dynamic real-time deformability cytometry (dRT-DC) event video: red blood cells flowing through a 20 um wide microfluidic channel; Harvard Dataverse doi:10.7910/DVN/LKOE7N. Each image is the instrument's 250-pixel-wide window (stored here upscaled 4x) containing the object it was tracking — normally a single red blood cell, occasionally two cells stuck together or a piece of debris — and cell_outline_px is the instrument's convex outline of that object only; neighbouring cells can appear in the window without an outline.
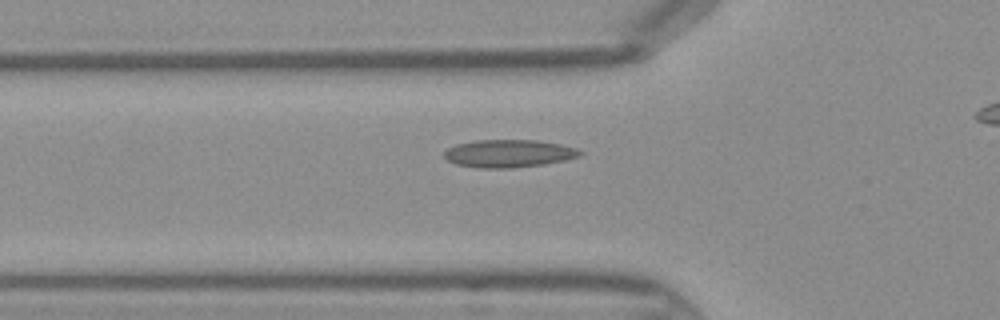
{"species": "Egyptian fruit bat (a non-hibernating species)", "species_latin": "Rousettus aegyptiacus", "temperature_condition": "warm", "stored_images_in_passage": 37, "camera_frame_rate_fps": 3000, "um_per_image_px": 0.085, "frame": {"image": 1, "passage_image": 13, "time_ms": 4.0, "image_size_px": [1000, 320], "cell_outline_px": [[584, 152], [580, 156], [564, 160], [544, 164], [512, 168], [480, 168], [456, 164], [448, 160], [444, 156], [444, 152], [448, 148], [456, 144], [476, 140], [536, 140], [560, 144], [580, 148]], "centroid_in_image_um": [43.28, 13.04], "position_along_channel_um": 82.5, "area_um2": 22.02}}
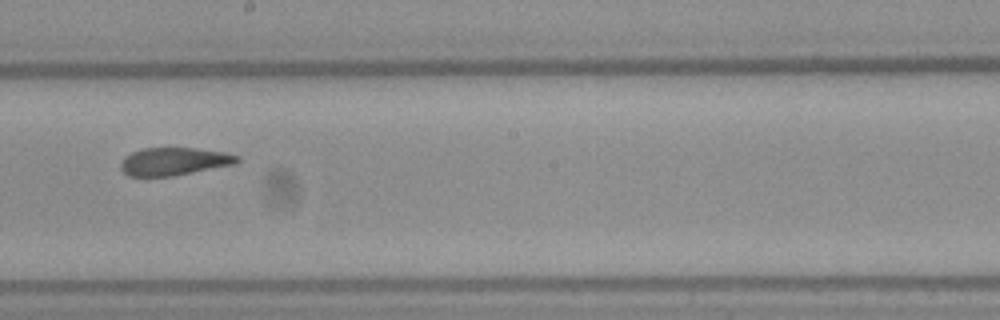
{"frame": {"image": 2, "passage_image": 23, "time_ms": 7.333, "image_size_px": [1000, 320], "cell_outline_px": [[240, 160], [236, 164], [172, 176], [128, 176], [120, 168], [120, 164], [124, 156], [132, 152], [144, 148], [196, 148], [224, 152], [240, 156]], "centroid_in_image_um": [14.8, 13.72], "position_along_channel_um": 233.4, "area_um2": 18.9}}
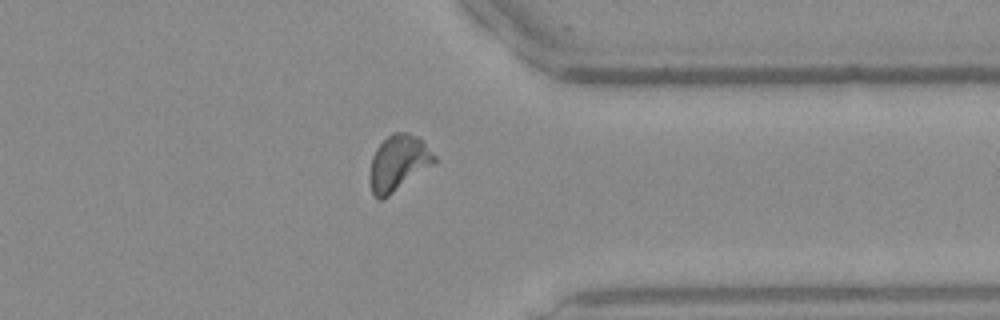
{"frame": {"image": 3, "passage_image": 33, "time_ms": 10.667, "image_size_px": [1000, 320], "cell_outline_px": [[436, 164], [384, 200], [376, 200], [372, 192], [368, 180], [368, 172], [372, 156], [376, 148], [392, 132], [408, 132], [416, 136], [436, 156]], "centroid_in_image_um": [33.83, 13.91], "position_along_channel_um": 377.6, "area_um2": 21.56}}